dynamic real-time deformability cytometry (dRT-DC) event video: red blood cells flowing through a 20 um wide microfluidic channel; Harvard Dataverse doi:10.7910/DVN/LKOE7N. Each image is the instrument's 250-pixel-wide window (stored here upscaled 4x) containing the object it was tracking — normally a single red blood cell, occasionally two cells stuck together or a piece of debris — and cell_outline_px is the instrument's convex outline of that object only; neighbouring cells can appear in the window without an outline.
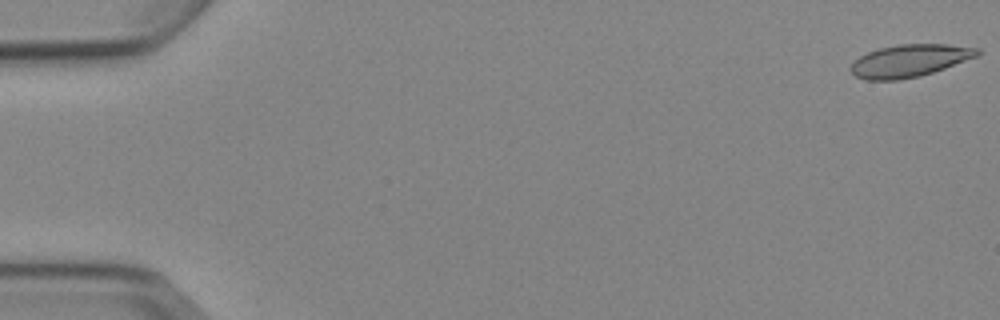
{"species": "Egyptian fruit bat (a non-hibernating species)", "species_latin": "Rousettus aegyptiacus", "temperature_condition": "cold", "stored_images_in_passage": 5, "camera_frame_rate_fps": 3000, "um_per_image_px": 0.085, "animal": {"sex": "female"}, "frame": {"image": 1, "passage_image": 1, "time_ms": 0.0, "image_size_px": [1000, 320], "cell_outline_px": [[980, 52], [976, 56], [944, 68], [920, 76], [896, 80], [864, 80], [856, 76], [848, 68], [860, 56], [868, 52], [880, 48], [896, 44], [948, 44], [980, 48]], "centroid_in_image_um": [77.29, 5.15], "position_along_channel_um": 7.7, "area_um2": 23.76}}
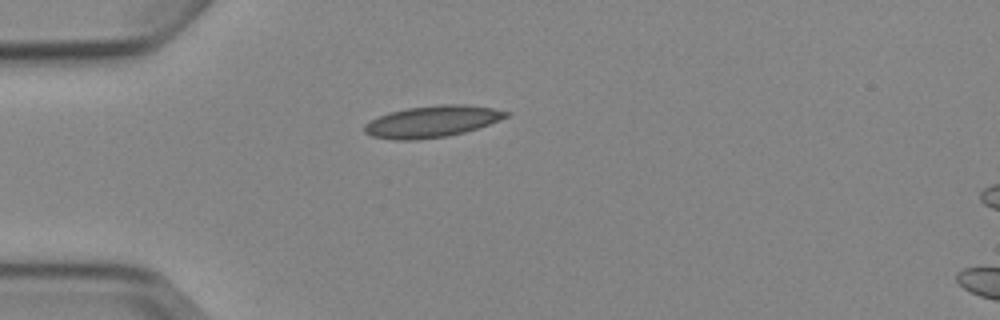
{"frame": {"image": 2, "passage_image": 5, "time_ms": 4.667, "image_size_px": [1000, 320], "cell_outline_px": [[512, 112], [508, 116], [500, 120], [464, 132], [448, 136], [416, 140], [396, 140], [372, 136], [364, 132], [364, 124], [388, 112], [408, 108], [440, 104], [464, 104], [492, 108]], "centroid_in_image_um": [36.73, 10.32], "position_along_channel_um": 48.3, "area_um2": 25.95}}